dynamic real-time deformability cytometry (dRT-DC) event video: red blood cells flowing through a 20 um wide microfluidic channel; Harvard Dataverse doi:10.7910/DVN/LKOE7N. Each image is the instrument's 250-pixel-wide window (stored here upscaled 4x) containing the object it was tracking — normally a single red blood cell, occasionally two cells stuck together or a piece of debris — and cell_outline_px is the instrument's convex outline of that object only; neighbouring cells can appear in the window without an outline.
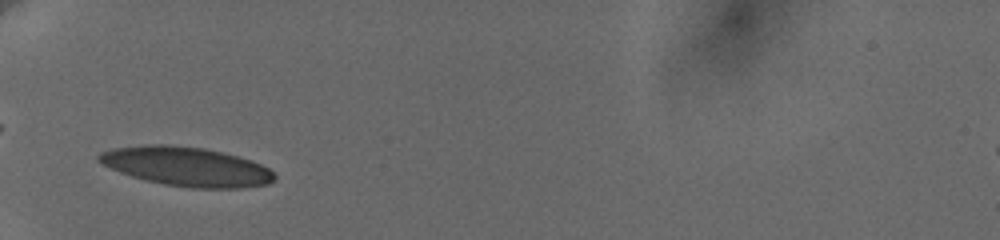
{"species": "human", "species_latin": "Homo sapiens", "temperature_condition": "cold", "stored_images_in_passage": 5, "camera_frame_rate_fps": 3000, "um_per_image_px": 0.085, "donor": {"sex": "female"}, "frame": {"image": 1, "passage_image": 1, "time_ms": 0.0, "image_size_px": [1000, 240], "cell_outline_px": [[276, 176], [268, 184], [244, 188], [188, 188], [164, 184], [132, 176], [120, 172], [96, 160], [96, 156], [100, 152], [116, 148], [152, 144], [160, 144], [204, 148], [236, 156], [260, 164], [268, 168]], "centroid_in_image_um": [15.84, 14.16], "position_along_channel_um": 69.2, "area_um2": 39.54}}
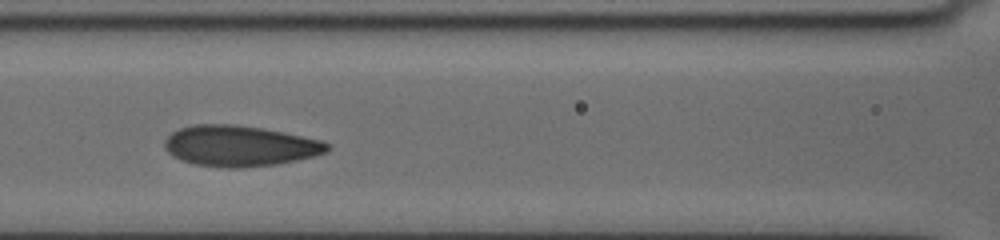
{"frame": {"image": 2, "passage_image": 3, "time_ms": 2.333, "image_size_px": [1000, 240], "cell_outline_px": [[328, 152], [296, 160], [276, 164], [244, 168], [220, 168], [196, 164], [180, 160], [168, 152], [164, 148], [164, 140], [172, 132], [180, 128], [196, 124], [236, 124], [284, 132], [320, 140], [328, 144]], "centroid_in_image_um": [20.34, 12.41], "position_along_channel_um": 146.3, "area_um2": 38.61}}
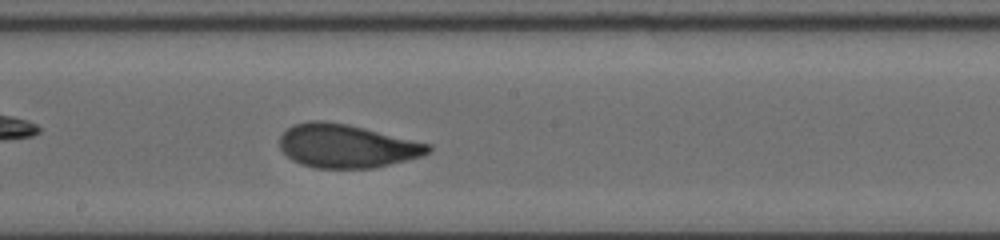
{"frame": {"image": 3, "passage_image": 5, "time_ms": 4.333, "image_size_px": [1000, 240], "cell_outline_px": [[432, 148], [428, 152], [420, 156], [376, 168], [316, 168], [300, 164], [292, 160], [280, 148], [280, 136], [292, 124], [308, 120], [320, 120], [348, 124], [432, 144]], "centroid_in_image_um": [29.45, 12.4], "position_along_channel_um": 218.8, "area_um2": 37.69}}